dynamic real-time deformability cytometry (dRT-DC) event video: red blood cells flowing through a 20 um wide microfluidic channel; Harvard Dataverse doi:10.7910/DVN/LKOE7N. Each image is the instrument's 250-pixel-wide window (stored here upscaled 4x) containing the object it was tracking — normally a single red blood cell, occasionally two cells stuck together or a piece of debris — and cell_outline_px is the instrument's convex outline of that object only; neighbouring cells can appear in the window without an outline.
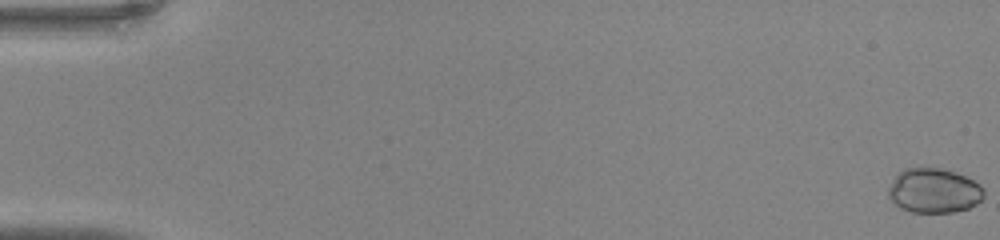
{"species": "common noctule bat (a hibernating species)", "species_latin": "Nyctalus noctula", "temperature_condition": "warm", "stored_images_in_passage": 48, "camera_frame_rate_fps": 3000, "um_per_image_px": 0.085, "animal": {"sex": "male", "body_mass_g": 20.0, "forearm_length_mm": 53.3}, "frame": {"image": 1, "passage_image": 1, "time_ms": 0.0, "image_size_px": [1000, 240], "cell_outline_px": [[984, 196], [976, 204], [968, 208], [952, 212], [912, 212], [900, 208], [888, 196], [888, 188], [892, 180], [904, 168], [940, 168], [956, 172], [980, 184], [984, 188]], "centroid_in_image_um": [79.38, 16.2], "position_along_channel_um": 5.6, "area_um2": 24.74}}
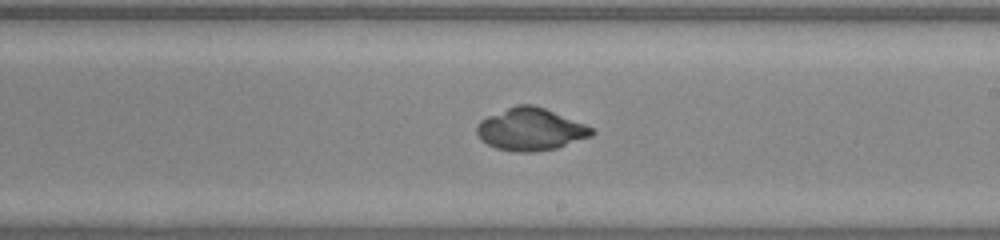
{"frame": {"image": 2, "passage_image": 29, "time_ms": 9.333, "image_size_px": [1000, 240], "cell_outline_px": [[596, 132], [592, 136], [556, 148], [536, 152], [516, 152], [496, 148], [480, 140], [476, 132], [476, 124], [480, 120], [488, 116], [516, 104], [532, 104], [544, 108], [584, 124], [592, 128]], "centroid_in_image_um": [45.07, 11.0], "position_along_channel_um": 243.9, "area_um2": 28.32}}
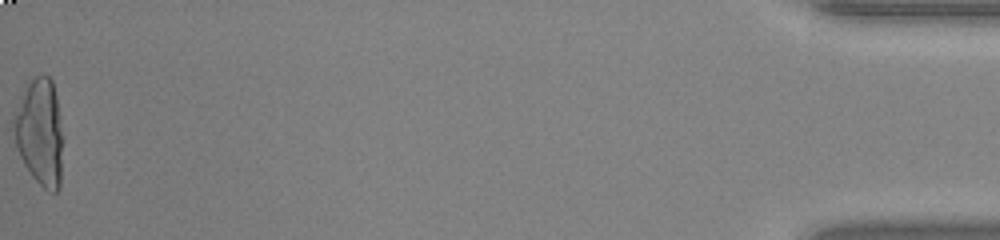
{"frame": {"image": 3, "passage_image": 48, "time_ms": 15.667, "image_size_px": [1000, 240], "cell_outline_px": [[60, 188], [56, 192], [52, 192], [44, 188], [32, 176], [24, 164], [20, 156], [16, 144], [12, 120], [12, 116], [28, 84], [36, 76], [48, 76], [52, 80], [56, 96], [60, 132]], "centroid_in_image_um": [3.35, 11.25], "position_along_channel_um": 431.9, "area_um2": 29.54}}